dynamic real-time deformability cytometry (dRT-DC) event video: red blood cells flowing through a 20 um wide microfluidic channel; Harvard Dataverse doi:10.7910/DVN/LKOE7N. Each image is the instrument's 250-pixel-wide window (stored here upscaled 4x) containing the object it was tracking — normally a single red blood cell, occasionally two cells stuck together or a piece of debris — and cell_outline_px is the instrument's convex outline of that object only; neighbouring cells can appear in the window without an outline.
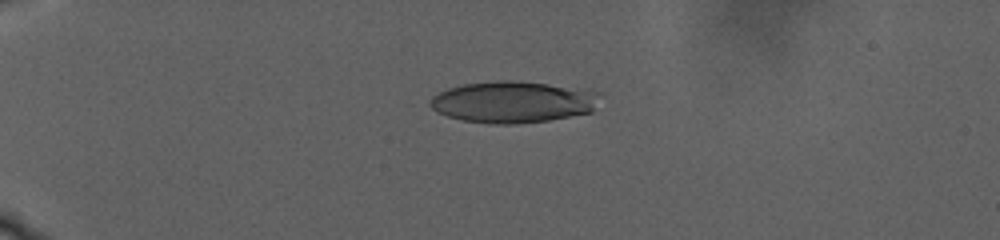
{"species": "human", "species_latin": "Homo sapiens", "temperature_condition": "warm", "stored_images_in_passage": 19, "camera_frame_rate_fps": 3000, "um_per_image_px": 0.085, "donor": {"sex": "male"}, "frame": {"image": 1, "passage_image": 11, "time_ms": 9.0, "image_size_px": [1000, 240], "cell_outline_px": [[604, 92], [592, 112], [548, 120], [516, 124], [488, 124], [464, 120], [448, 116], [436, 112], [424, 104], [432, 96], [448, 88], [464, 84], [504, 80], [508, 80], [548, 84]], "centroid_in_image_um": [43.58, 8.67], "position_along_channel_um": 41.4, "area_um2": 41.38}}
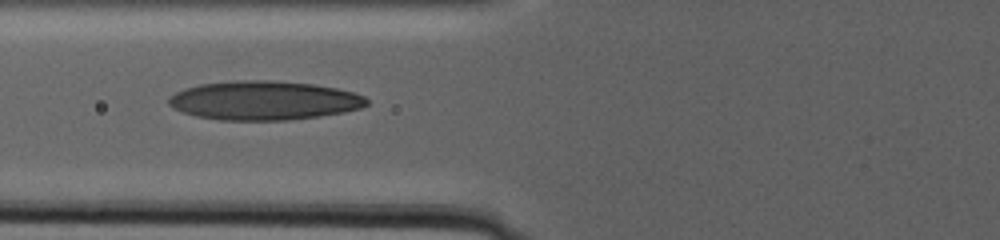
{"frame": {"image": 2, "passage_image": 16, "time_ms": 15.0, "image_size_px": [1000, 240], "cell_outline_px": [[368, 104], [360, 108], [344, 112], [320, 116], [288, 120], [220, 120], [196, 116], [172, 108], [168, 104], [168, 96], [184, 88], [200, 84], [236, 80], [272, 80], [312, 84], [336, 88], [352, 92], [364, 96], [368, 100]], "centroid_in_image_um": [22.41, 8.54], "position_along_channel_um": 103.4, "area_um2": 45.08}}
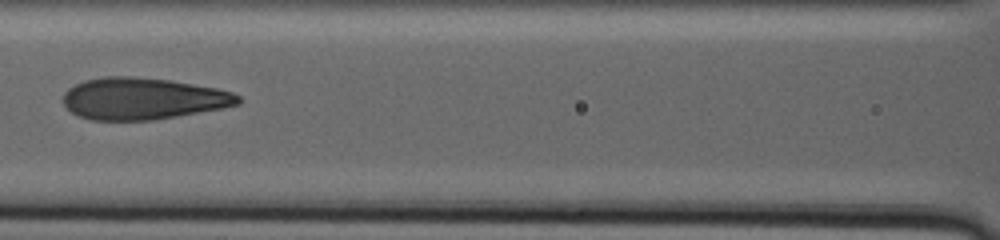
{"frame": {"image": 3, "passage_image": 18, "time_ms": 17.333, "image_size_px": [1000, 240], "cell_outline_px": [[244, 100], [240, 104], [224, 108], [152, 120], [92, 120], [80, 116], [72, 112], [60, 100], [64, 92], [68, 88], [84, 80], [104, 76], [132, 76], [168, 80], [216, 88], [232, 92], [240, 96]], "centroid_in_image_um": [12.14, 8.38], "position_along_channel_um": 154.5, "area_um2": 42.71}}